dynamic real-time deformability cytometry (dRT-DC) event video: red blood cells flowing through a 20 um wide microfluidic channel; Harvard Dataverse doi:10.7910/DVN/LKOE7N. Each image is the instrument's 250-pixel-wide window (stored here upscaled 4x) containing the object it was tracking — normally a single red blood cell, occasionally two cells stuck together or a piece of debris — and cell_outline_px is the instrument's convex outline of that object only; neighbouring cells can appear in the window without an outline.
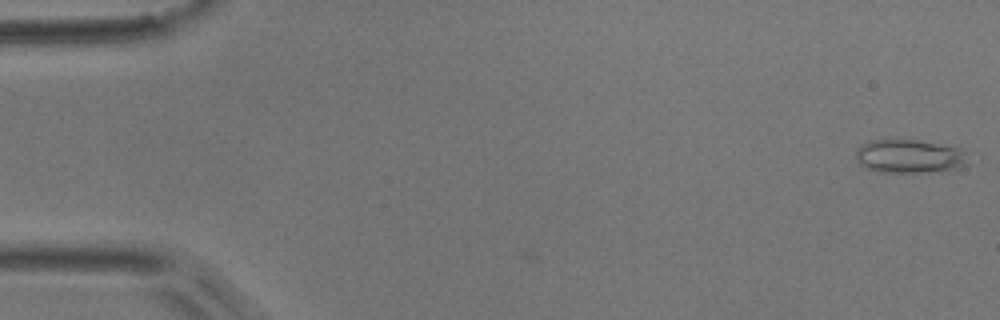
{"species": "common noctule bat (a hibernating species)", "species_latin": "Nyctalus noctula", "temperature_condition": "room temperature", "stored_images_in_passage": 47, "camera_frame_rate_fps": 3000, "um_per_image_px": 0.085, "animal": {"sex": "male", "body_mass_g": 17.9}, "frame": {"image": 1, "passage_image": 1, "time_ms": 0.0, "image_size_px": [1000, 320], "cell_outline_px": [[960, 164], [952, 168], [924, 172], [880, 172], [864, 168], [856, 160], [856, 148], [860, 144], [868, 140], [920, 140], [960, 148]], "centroid_in_image_um": [77.06, 13.26], "position_along_channel_um": 7.9, "area_um2": 21.15}}
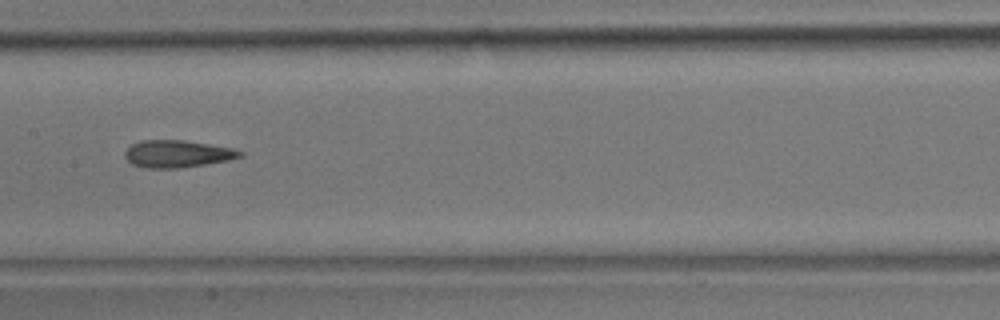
{"frame": {"image": 2, "passage_image": 26, "time_ms": 8.333, "image_size_px": [1000, 320], "cell_outline_px": [[244, 156], [228, 160], [180, 168], [148, 168], [132, 164], [124, 156], [124, 152], [132, 144], [140, 140], [184, 140], [232, 148], [244, 152]], "centroid_in_image_um": [15.07, 13.07], "position_along_channel_um": 192.3, "area_um2": 18.21}}
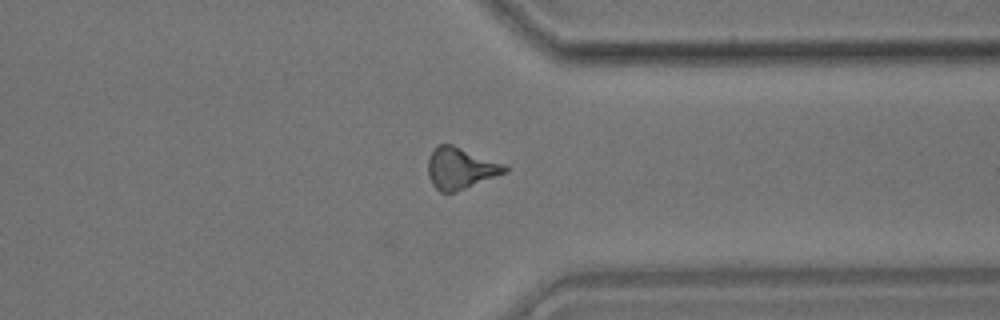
{"frame": {"image": 3, "passage_image": 40, "time_ms": 13.0, "image_size_px": [1000, 320], "cell_outline_px": [[508, 172], [464, 188], [452, 192], [440, 192], [432, 184], [428, 176], [428, 160], [432, 152], [440, 144], [452, 144], [504, 164], [508, 168]], "centroid_in_image_um": [39.13, 14.3], "position_along_channel_um": 372.3, "area_um2": 18.21}}